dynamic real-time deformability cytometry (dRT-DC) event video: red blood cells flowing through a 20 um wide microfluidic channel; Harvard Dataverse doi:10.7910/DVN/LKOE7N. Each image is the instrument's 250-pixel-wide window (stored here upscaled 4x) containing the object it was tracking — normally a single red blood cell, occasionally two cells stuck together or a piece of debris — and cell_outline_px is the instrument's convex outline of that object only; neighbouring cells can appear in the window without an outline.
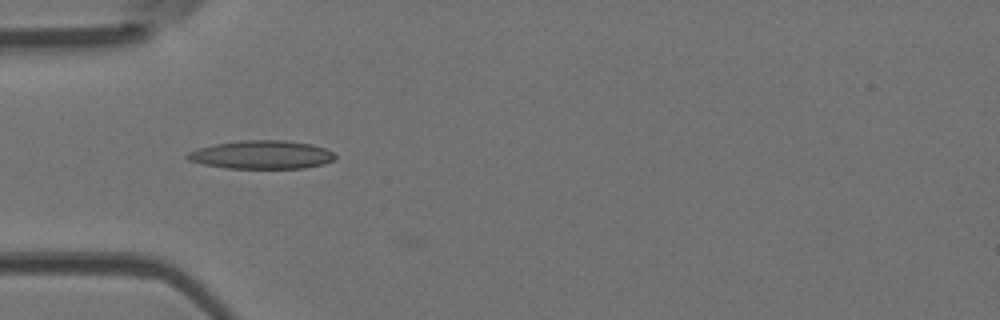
{"species": "Egyptian fruit bat (a non-hibernating species)", "species_latin": "Rousettus aegyptiacus", "temperature_condition": "room temperature", "stored_images_in_passage": 51, "camera_frame_rate_fps": 3000, "um_per_image_px": 0.085, "animal": {"sex": "female"}, "frame": {"image": 1, "passage_image": 16, "time_ms": 5.0, "image_size_px": [1000, 320], "cell_outline_px": [[336, 160], [324, 164], [304, 168], [228, 168], [204, 164], [188, 160], [184, 156], [188, 152], [200, 148], [216, 144], [244, 140], [284, 140], [312, 144], [324, 148], [332, 152], [336, 156]], "centroid_in_image_um": [22.28, 13.15], "position_along_channel_um": 62.7, "area_um2": 24.33}}
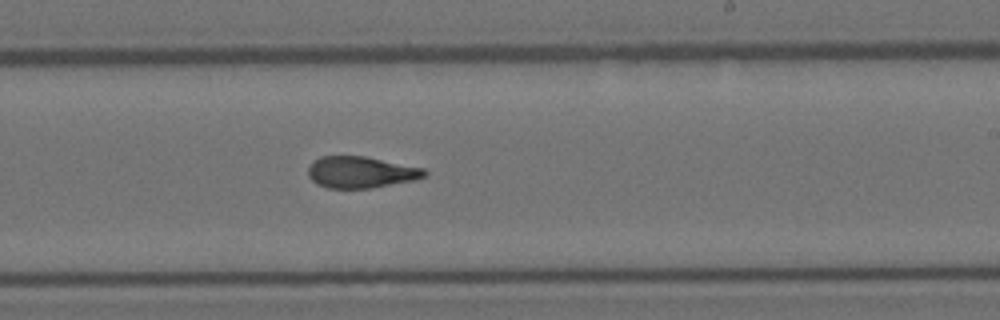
{"frame": {"image": 2, "passage_image": 31, "time_ms": 10.0, "image_size_px": [1000, 320], "cell_outline_px": [[428, 176], [416, 180], [372, 188], [328, 188], [316, 184], [308, 176], [308, 168], [312, 160], [320, 156], [364, 156], [424, 168], [428, 172]], "centroid_in_image_um": [30.68, 14.64], "position_along_channel_um": 258.3, "area_um2": 21.62}}
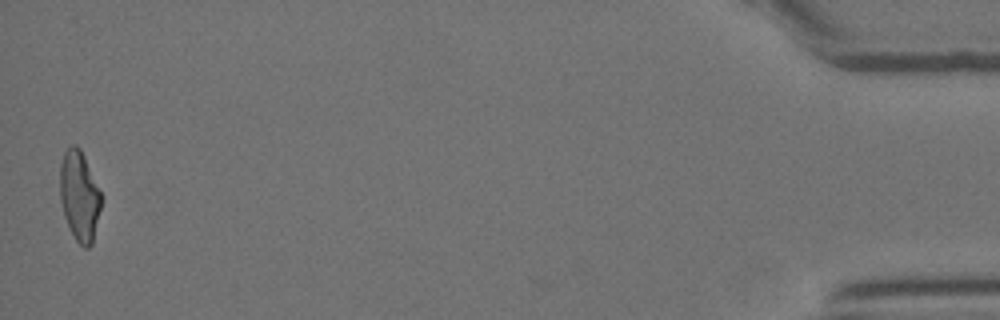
{"frame": {"image": 3, "passage_image": 51, "time_ms": 16.667, "image_size_px": [1000, 320], "cell_outline_px": [[100, 208], [92, 244], [88, 248], [84, 248], [76, 240], [64, 216], [60, 200], [60, 164], [64, 152], [72, 144], [76, 144], [80, 148], [84, 156], [100, 192]], "centroid_in_image_um": [6.72, 16.64], "position_along_channel_um": 428.5, "area_um2": 21.21}, "authors_computed_cell_mechanics": {"area_um2": 21.7328, "velocity_mm_per_s": 3.9396, "shape_relaxation_time_tau1_ms": 6.4915, "shape_relaxation_time_tau2_ms": 2.169, "deformation_change_tau1": 0.2139, "deformation_change_tau2": 0.1061}}